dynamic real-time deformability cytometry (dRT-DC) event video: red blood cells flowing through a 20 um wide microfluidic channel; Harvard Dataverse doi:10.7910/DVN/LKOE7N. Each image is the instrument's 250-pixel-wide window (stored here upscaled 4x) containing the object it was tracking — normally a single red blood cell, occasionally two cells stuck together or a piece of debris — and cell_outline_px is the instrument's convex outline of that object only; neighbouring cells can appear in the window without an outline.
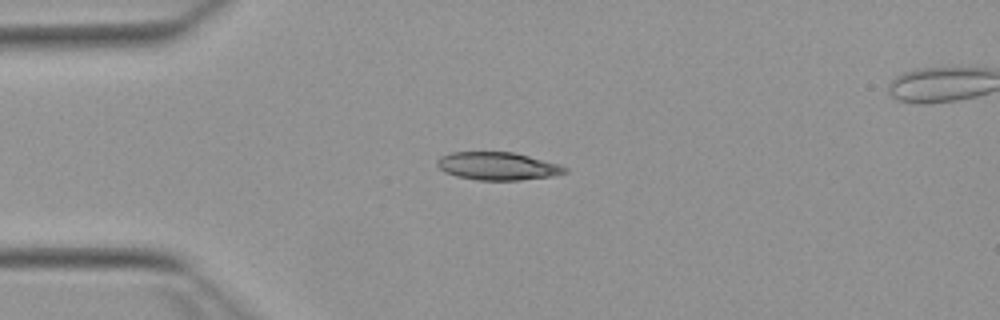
{"species": "Egyptian fruit bat (a non-hibernating species)", "species_latin": "Rousettus aegyptiacus", "temperature_condition": "warm", "stored_images_in_passage": 41, "segment_of_instrument_passage": [1, 2], "camera_frame_rate_fps": 3000, "um_per_image_px": 0.085, "animal": {"sex": "female"}, "frame": {"image": 1, "passage_image": 1, "time_ms": 0.0, "image_size_px": [1000, 320], "cell_outline_px": [[568, 172], [552, 176], [520, 180], [476, 180], [456, 176], [444, 172], [436, 164], [436, 160], [440, 156], [452, 152], [512, 152], [560, 164], [568, 168]], "centroid_in_image_um": [42.29, 14.12], "position_along_channel_um": 42.7, "area_um2": 20.81}}
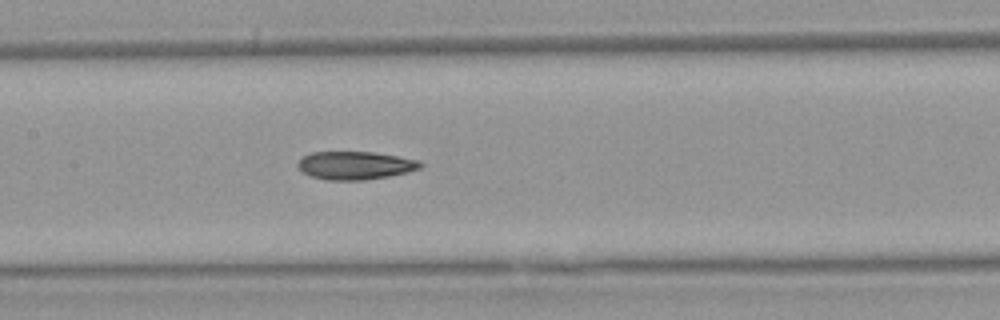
{"frame": {"image": 2, "passage_image": 13, "time_ms": 4.0, "image_size_px": [1000, 320], "cell_outline_px": [[424, 164], [420, 168], [408, 172], [388, 176], [364, 180], [328, 180], [312, 176], [304, 172], [296, 164], [304, 156], [312, 152], [372, 152], [420, 160]], "centroid_in_image_um": [30.22, 14.06], "position_along_channel_um": 177.2, "area_um2": 19.88}}
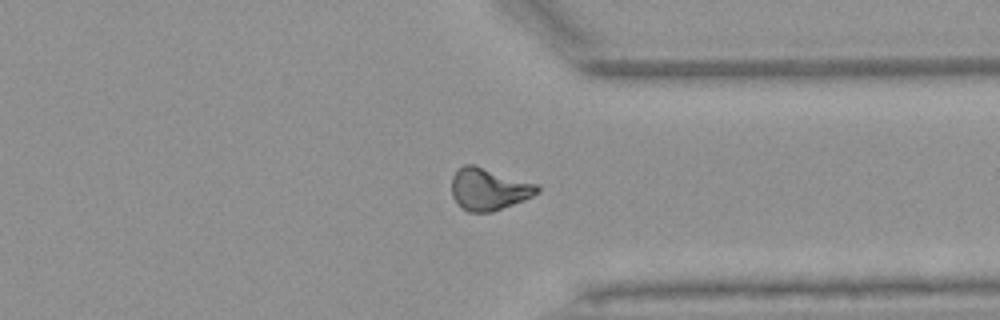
{"frame": {"image": 3, "passage_image": 28, "time_ms": 9.0, "image_size_px": [1000, 320], "cell_outline_px": [[540, 192], [524, 200], [492, 212], [468, 212], [452, 196], [452, 176], [464, 164], [472, 164], [540, 184]], "centroid_in_image_um": [41.59, 16.07], "position_along_channel_um": 369.8, "area_um2": 20.92}}